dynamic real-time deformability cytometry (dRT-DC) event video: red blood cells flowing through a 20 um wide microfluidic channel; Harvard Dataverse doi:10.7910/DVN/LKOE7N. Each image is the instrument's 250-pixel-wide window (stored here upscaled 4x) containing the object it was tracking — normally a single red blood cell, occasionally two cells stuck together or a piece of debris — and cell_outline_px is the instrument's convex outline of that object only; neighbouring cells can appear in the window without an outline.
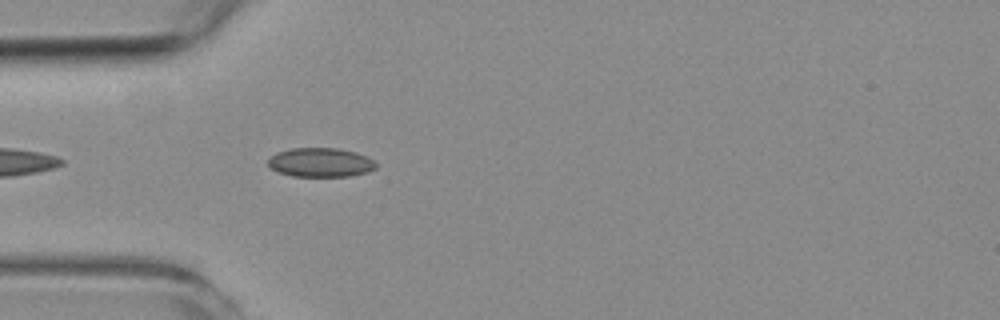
{"species": "common noctule bat (a hibernating species)", "species_latin": "Nyctalus noctula", "temperature_condition": "room temperature", "stored_images_in_passage": 13, "camera_frame_rate_fps": 3000, "um_per_image_px": 0.085, "animal": {"sex": "female", "body_mass_g": 19.3, "forearm_length_mm": 54.1}, "frame": {"image": 1, "passage_image": 3, "time_ms": 0.667, "image_size_px": [1000, 320], "cell_outline_px": [[376, 168], [368, 172], [348, 176], [292, 176], [280, 172], [272, 168], [268, 164], [268, 160], [276, 152], [292, 148], [336, 148], [356, 152], [368, 156], [376, 164]], "centroid_in_image_um": [27.27, 13.8], "position_along_channel_um": 57.7, "area_um2": 18.21}}
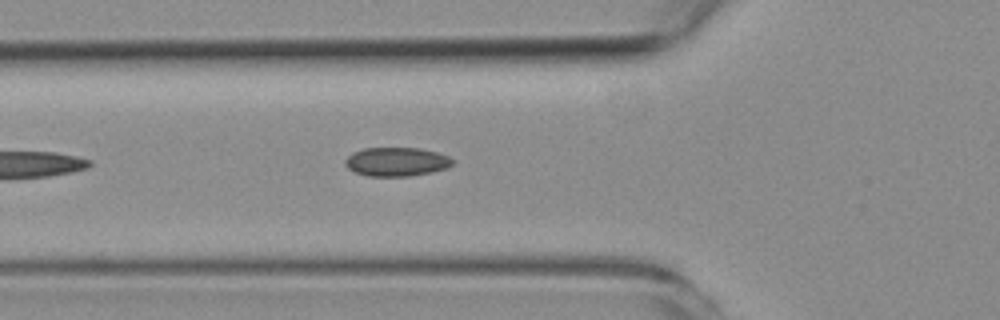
{"frame": {"image": 2, "passage_image": 6, "time_ms": 1.667, "image_size_px": [1000, 320], "cell_outline_px": [[456, 160], [448, 168], [432, 172], [408, 176], [368, 176], [356, 172], [348, 168], [344, 164], [344, 160], [352, 152], [364, 148], [420, 148], [436, 152], [448, 156]], "centroid_in_image_um": [33.71, 13.74], "position_along_channel_um": 92.1, "area_um2": 18.15}}